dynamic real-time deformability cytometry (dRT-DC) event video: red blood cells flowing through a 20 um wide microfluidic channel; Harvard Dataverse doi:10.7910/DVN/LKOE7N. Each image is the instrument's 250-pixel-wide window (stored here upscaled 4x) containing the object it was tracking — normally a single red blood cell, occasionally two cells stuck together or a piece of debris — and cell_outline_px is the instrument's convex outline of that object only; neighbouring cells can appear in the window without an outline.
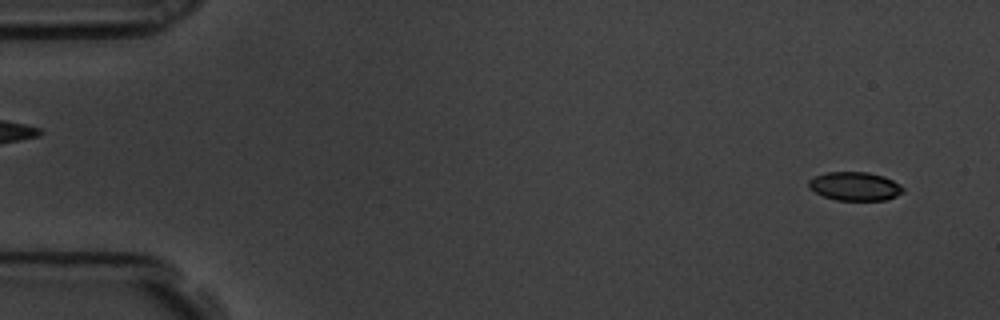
{"species": "common noctule bat (a hibernating species)", "species_latin": "Nyctalus noctula", "temperature_condition": "room temperature", "stored_images_in_passage": 5, "camera_frame_rate_fps": 3000, "um_per_image_px": 0.085, "animal": {"sex": "male", "body_mass_g": 19.5, "forearm_length_mm": 54.6}, "frame": {"image": 1, "passage_image": 1, "time_ms": 0.0, "image_size_px": [1000, 320], "cell_outline_px": [[904, 192], [896, 196], [884, 200], [836, 200], [824, 196], [808, 188], [808, 180], [816, 176], [828, 172], [868, 172], [884, 176], [900, 184], [904, 188]], "centroid_in_image_um": [72.68, 15.83], "position_along_channel_um": 12.3, "area_um2": 15.72}}
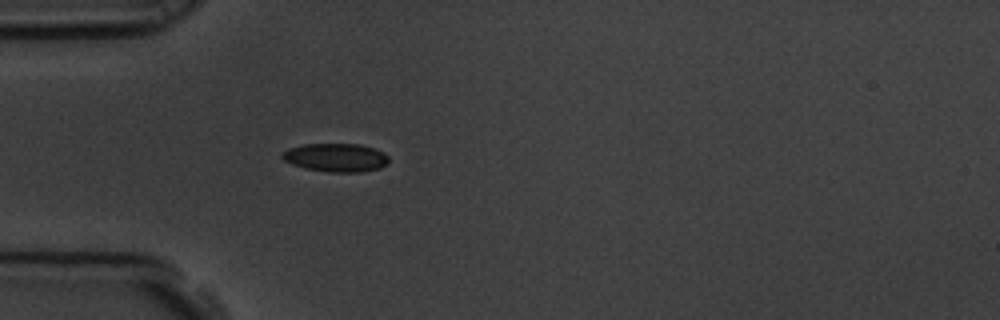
{"frame": {"image": 2, "passage_image": 5, "time_ms": 1.333, "image_size_px": [1000, 320], "cell_outline_px": [[388, 164], [380, 168], [360, 172], [328, 172], [304, 168], [292, 164], [284, 160], [280, 156], [288, 148], [304, 144], [360, 144], [384, 152], [388, 156]], "centroid_in_image_um": [28.55, 13.39], "position_along_channel_um": 56.4, "area_um2": 17.69}}